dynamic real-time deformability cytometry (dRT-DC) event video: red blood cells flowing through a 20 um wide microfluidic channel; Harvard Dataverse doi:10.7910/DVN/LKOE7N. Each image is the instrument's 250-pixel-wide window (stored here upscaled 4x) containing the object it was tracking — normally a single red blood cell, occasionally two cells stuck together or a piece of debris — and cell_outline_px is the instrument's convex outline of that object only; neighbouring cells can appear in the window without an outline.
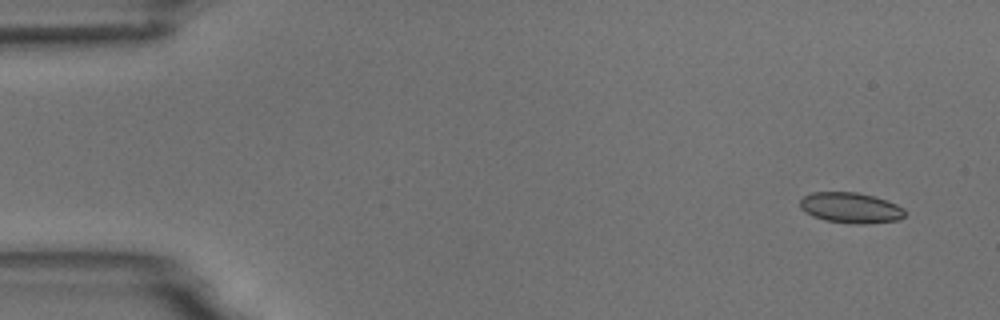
{"species": "common noctule bat (a hibernating species)", "species_latin": "Nyctalus noctula", "temperature_condition": "room temperature", "stored_images_in_passage": 14, "camera_frame_rate_fps": 3000, "um_per_image_px": 0.085, "animal": {"sex": "male", "body_mass_g": 18.8}, "frame": {"image": 1, "passage_image": 1, "time_ms": 0.0, "image_size_px": [1000, 320], "cell_outline_px": [[904, 216], [900, 220], [864, 224], [852, 224], [824, 220], [812, 216], [804, 212], [800, 208], [800, 200], [804, 196], [812, 192], [856, 192], [872, 196], [896, 204], [904, 208]], "centroid_in_image_um": [72.28, 17.67], "position_along_channel_um": 12.7, "area_um2": 18.73}}
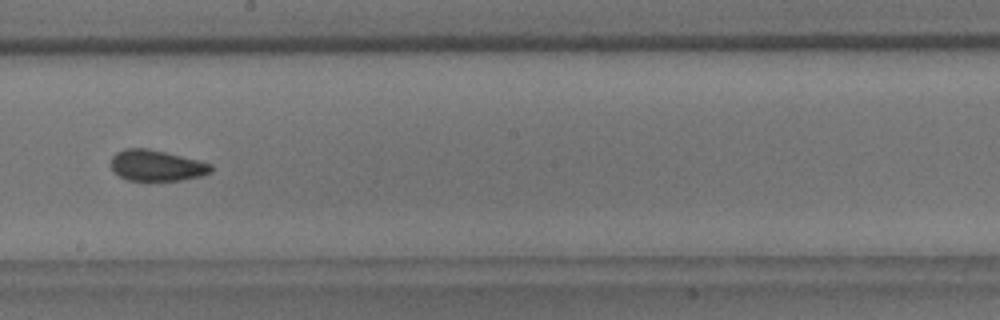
{"frame": {"image": 2, "passage_image": 8, "time_ms": 9.0, "image_size_px": [1000, 320], "cell_outline_px": [[212, 172], [200, 176], [184, 180], [148, 184], [128, 180], [120, 176], [112, 168], [112, 156], [116, 152], [124, 148], [148, 148], [212, 164]], "centroid_in_image_um": [13.29, 14.12], "position_along_channel_um": 234.9, "area_um2": 18.61}}
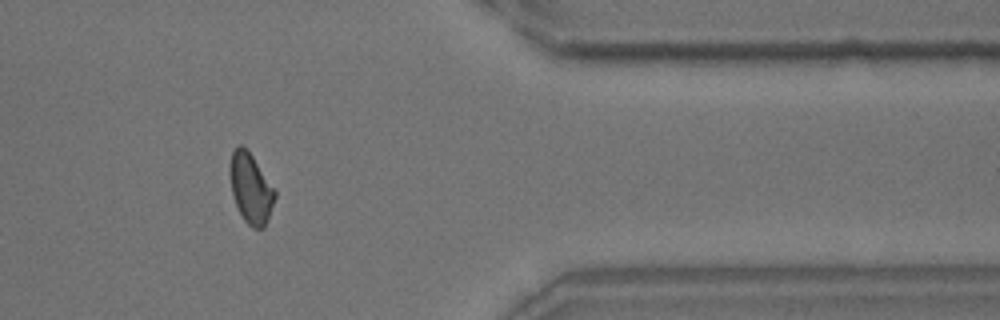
{"frame": {"image": 3, "passage_image": 12, "time_ms": 13.667, "image_size_px": [1000, 320], "cell_outline_px": [[276, 196], [268, 220], [264, 228], [252, 228], [244, 220], [236, 204], [232, 192], [228, 172], [228, 168], [232, 152], [240, 144], [252, 156], [276, 192]], "centroid_in_image_um": [21.3, 16.03], "position_along_channel_um": 390.1, "area_um2": 18.09}, "authors_computed_cell_mechanics": {"area_um2": 18.496, "velocity_mm_per_s": 3.7761, "shape_relaxation_time_tau1_ms": 1.9761, "shape_relaxation_time_tau2_ms": 1.2781, "deformation_change_tau1": 0.0697, "deformation_change_tau2": 0.0457}}